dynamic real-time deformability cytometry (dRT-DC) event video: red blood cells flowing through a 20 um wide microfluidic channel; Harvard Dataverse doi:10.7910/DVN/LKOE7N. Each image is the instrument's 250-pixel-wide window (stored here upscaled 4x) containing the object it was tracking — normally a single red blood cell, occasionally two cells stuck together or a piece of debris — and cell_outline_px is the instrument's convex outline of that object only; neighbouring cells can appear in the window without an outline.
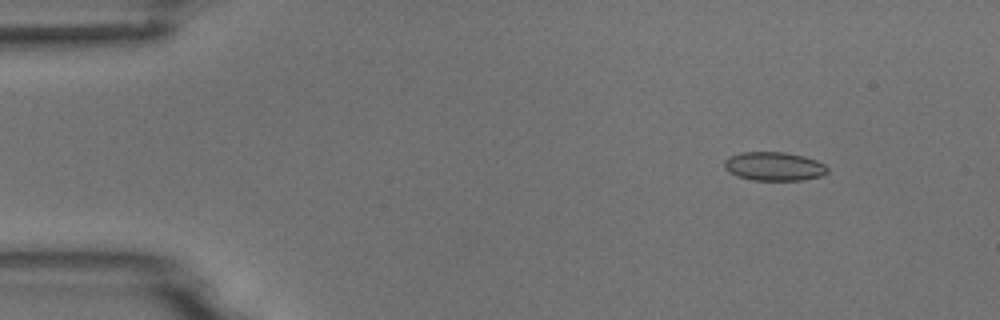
{"species": "common noctule bat (a hibernating species)", "species_latin": "Nyctalus noctula", "temperature_condition": "room temperature", "stored_images_in_passage": 5, "camera_frame_rate_fps": 3000, "um_per_image_px": 0.085, "animal": {"sex": "male", "body_mass_g": 18.8}, "frame": {"image": 1, "passage_image": 2, "time_ms": 1.0, "image_size_px": [1000, 320], "cell_outline_px": [[828, 172], [820, 176], [800, 180], [752, 180], [736, 176], [728, 172], [724, 168], [724, 160], [740, 152], [784, 152], [804, 156], [816, 160], [824, 164], [828, 168]], "centroid_in_image_um": [65.77, 14.14], "position_along_channel_um": 19.2, "area_um2": 17.28}}